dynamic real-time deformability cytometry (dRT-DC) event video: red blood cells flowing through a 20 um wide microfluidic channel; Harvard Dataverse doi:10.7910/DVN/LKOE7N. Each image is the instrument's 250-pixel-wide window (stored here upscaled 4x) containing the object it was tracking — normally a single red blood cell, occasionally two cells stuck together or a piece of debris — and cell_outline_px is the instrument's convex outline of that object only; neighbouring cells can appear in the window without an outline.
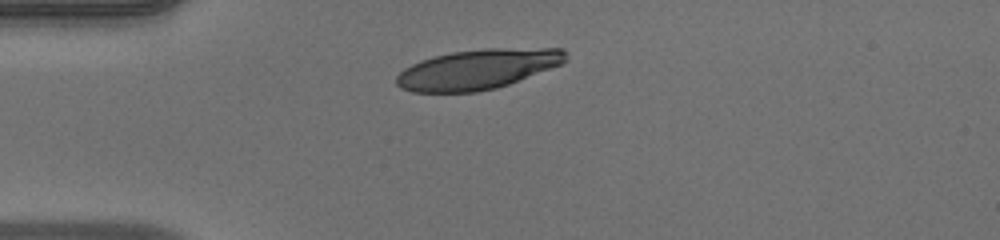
{"species": "human", "species_latin": "Homo sapiens", "temperature_condition": "warm", "stored_images_in_passage": 29, "camera_frame_rate_fps": 3000, "um_per_image_px": 0.085, "donor": {"sex": "male"}, "frame": {"image": 1, "passage_image": 3, "time_ms": 0.667, "image_size_px": [1000, 240], "cell_outline_px": [[560, 52], [552, 64], [512, 80], [500, 84], [484, 88], [460, 88], [432, 60], [444, 56], [468, 52]], "centroid_in_image_um": [41.82, 5.68], "position_along_channel_um": 43.2, "area_um2": 22.48}}
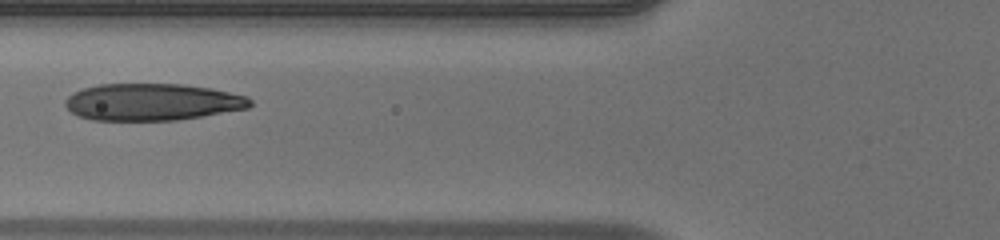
{"frame": {"image": 2, "passage_image": 10, "time_ms": 3.0, "image_size_px": [1000, 240], "cell_outline_px": [[248, 104], [232, 108], [188, 116], [136, 120], [132, 120], [92, 116], [160, 88], [192, 88], [216, 92], [232, 96]], "centroid_in_image_um": [14.62, 8.88], "position_along_channel_um": 111.2, "area_um2": 21.27}}
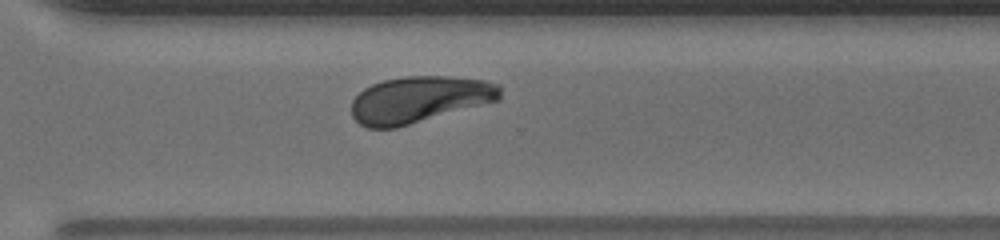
{"frame": {"image": 3, "passage_image": 27, "time_ms": 8.667, "image_size_px": [1000, 240], "cell_outline_px": [[468, 92], [412, 120], [400, 124], [368, 124], [360, 120], [396, 80], [444, 80]], "centroid_in_image_um": [34.92, 8.57], "position_along_channel_um": 335.7, "area_um2": 20.52}}